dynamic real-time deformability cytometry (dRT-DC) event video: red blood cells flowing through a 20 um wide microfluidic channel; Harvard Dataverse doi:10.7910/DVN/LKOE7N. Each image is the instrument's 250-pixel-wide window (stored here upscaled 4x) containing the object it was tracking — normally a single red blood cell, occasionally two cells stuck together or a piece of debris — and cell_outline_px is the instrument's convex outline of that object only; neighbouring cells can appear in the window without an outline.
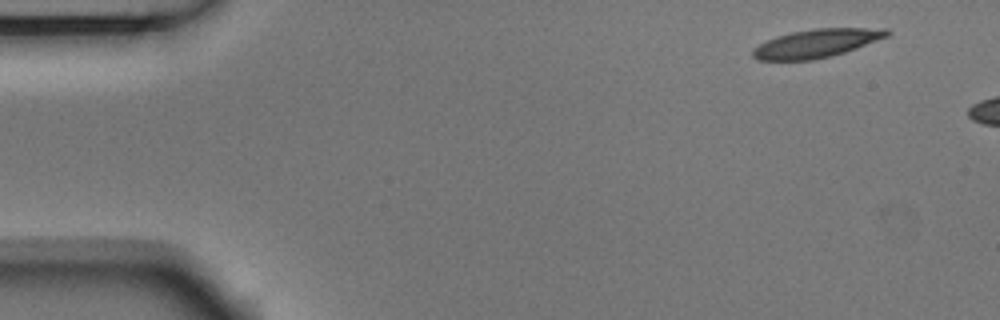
{"species": "Egyptian fruit bat (a non-hibernating species)", "species_latin": "Rousettus aegyptiacus", "temperature_condition": "room temperature", "stored_images_in_passage": 3, "camera_frame_rate_fps": 3000, "um_per_image_px": 0.085, "animal": {"sex": "male"}, "frame": {"image": 1, "passage_image": 1, "time_ms": 0.0, "image_size_px": [1000, 320], "cell_outline_px": [[892, 32], [888, 36], [856, 48], [832, 56], [812, 60], [756, 60], [752, 56], [752, 48], [776, 36], [792, 32], [816, 28], [888, 28]], "centroid_in_image_um": [69.41, 3.68], "position_along_channel_um": 15.6, "area_um2": 22.2}}